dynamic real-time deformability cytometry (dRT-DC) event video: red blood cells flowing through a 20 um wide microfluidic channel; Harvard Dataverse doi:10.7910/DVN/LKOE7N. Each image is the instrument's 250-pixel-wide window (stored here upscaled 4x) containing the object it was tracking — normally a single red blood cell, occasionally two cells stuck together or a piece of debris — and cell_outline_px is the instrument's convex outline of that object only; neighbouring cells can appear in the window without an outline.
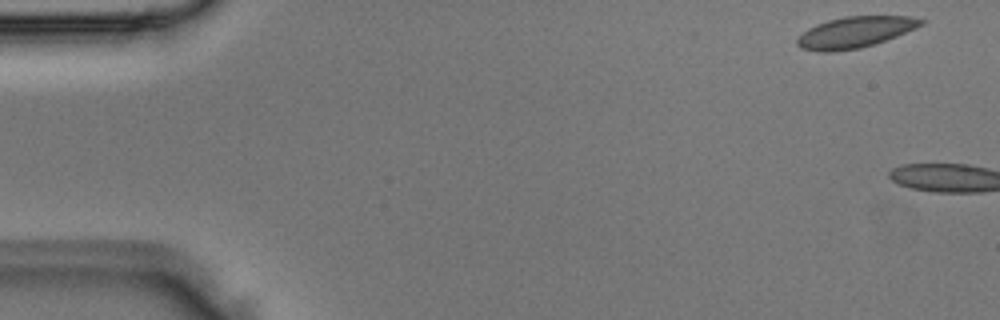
{"species": "Egyptian fruit bat (a non-hibernating species)", "species_latin": "Rousettus aegyptiacus", "temperature_condition": "room temperature", "stored_images_in_passage": 5, "camera_frame_rate_fps": 3000, "um_per_image_px": 0.085, "animal": {"sex": "male"}, "frame": {"image": 1, "passage_image": 1, "time_ms": 0.0, "image_size_px": [1000, 320], "cell_outline_px": [[928, 20], [924, 24], [916, 28], [896, 36], [860, 48], [832, 52], [816, 52], [800, 48], [796, 44], [796, 40], [808, 28], [816, 24], [828, 20], [844, 16], [908, 16]], "centroid_in_image_um": [72.67, 2.74], "position_along_channel_um": 12.3, "area_um2": 22.48}}
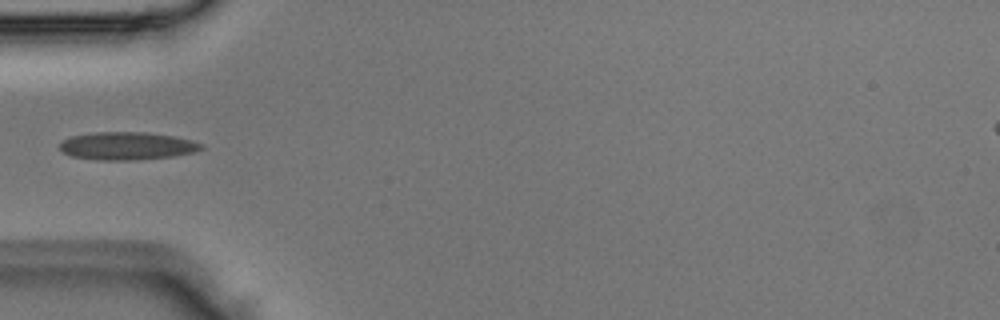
{"frame": {"image": 2, "passage_image": 5, "time_ms": 1.333, "image_size_px": [1000, 320], "cell_outline_px": [[204, 148], [196, 152], [172, 156], [140, 160], [96, 160], [72, 156], [64, 152], [60, 148], [60, 144], [64, 140], [72, 136], [96, 132], [148, 132], [172, 136], [192, 140], [204, 144]], "centroid_in_image_um": [10.85, 12.41], "position_along_channel_um": 74.2, "area_um2": 23.0}}